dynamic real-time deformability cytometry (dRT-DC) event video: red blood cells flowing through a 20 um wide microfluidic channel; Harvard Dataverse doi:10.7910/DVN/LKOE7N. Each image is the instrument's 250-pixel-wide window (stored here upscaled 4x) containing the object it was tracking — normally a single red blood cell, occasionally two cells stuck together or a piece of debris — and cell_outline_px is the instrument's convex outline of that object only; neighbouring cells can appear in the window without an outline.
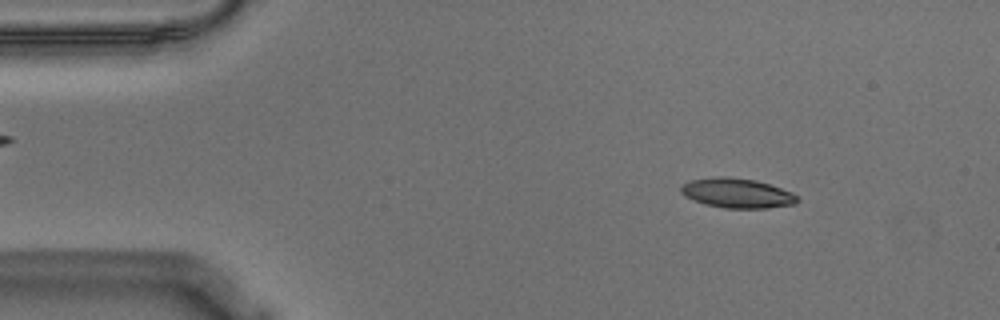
{"species": "Egyptian fruit bat (a non-hibernating species)", "species_latin": "Rousettus aegyptiacus", "temperature_condition": "warm", "stored_images_in_passage": 55, "camera_frame_rate_fps": 3000, "um_per_image_px": 0.085, "animal": {"sex": "male"}, "frame": {"image": 1, "passage_image": 7, "time_ms": 2.0, "image_size_px": [1000, 320], "cell_outline_px": [[800, 200], [796, 204], [768, 208], [724, 208], [704, 204], [684, 196], [680, 192], [680, 188], [688, 180], [716, 176], [724, 176], [756, 180], [792, 192]], "centroid_in_image_um": [62.63, 16.41], "position_along_channel_um": 22.4, "area_um2": 20.23}}
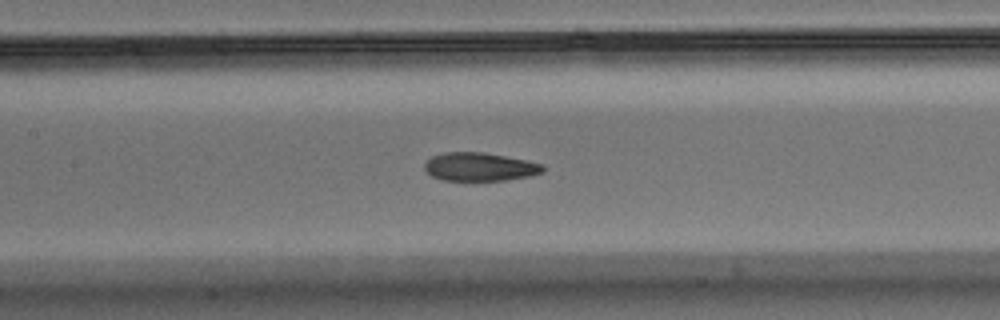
{"frame": {"image": 2, "passage_image": 25, "time_ms": 8.0, "image_size_px": [1000, 320], "cell_outline_px": [[544, 172], [532, 176], [504, 180], [444, 180], [432, 176], [424, 172], [424, 164], [432, 156], [444, 152], [484, 152], [528, 160], [544, 164]], "centroid_in_image_um": [40.8, 14.17], "position_along_channel_um": 166.6, "area_um2": 19.77}}
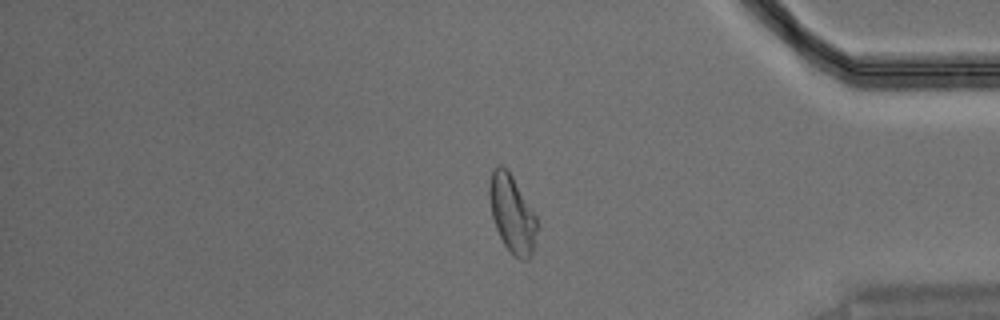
{"frame": {"image": 3, "passage_image": 46, "time_ms": 15.0, "image_size_px": [1000, 320], "cell_outline_px": [[540, 224], [532, 252], [528, 260], [520, 260], [504, 244], [496, 228], [492, 216], [488, 196], [488, 184], [492, 172], [496, 164], [500, 164], [508, 168], [536, 216]], "centroid_in_image_um": [43.53, 18.13], "position_along_channel_um": 391.7, "area_um2": 21.79}, "authors_computed_cell_mechanics": {"area_um2": 20.4612, "velocity_mm_per_s": 3.5811, "shape_relaxation_time_tau1_ms": 5.4412, "shape_relaxation_time_tau2_ms": 1.8748, "deformation_change_tau1": 0.1857, "deformation_change_tau2": 0.0863}}